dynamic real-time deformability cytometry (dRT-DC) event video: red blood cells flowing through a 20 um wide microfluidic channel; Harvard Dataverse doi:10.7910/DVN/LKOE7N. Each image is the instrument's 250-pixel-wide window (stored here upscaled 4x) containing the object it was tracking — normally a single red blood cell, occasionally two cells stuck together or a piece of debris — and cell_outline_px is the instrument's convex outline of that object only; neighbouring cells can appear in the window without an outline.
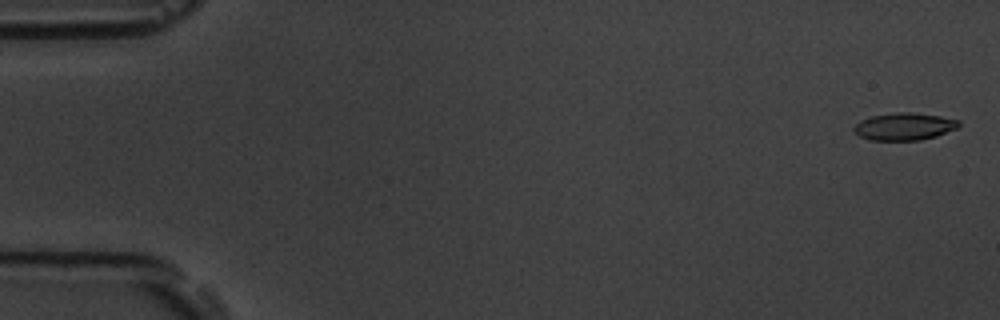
{"species": "common noctule bat (a hibernating species)", "species_latin": "Nyctalus noctula", "temperature_condition": "room temperature", "stored_images_in_passage": 56, "camera_frame_rate_fps": 3000, "um_per_image_px": 0.085, "animal": {"sex": "male", "body_mass_g": 19.5, "forearm_length_mm": 54.6}, "frame": {"image": 1, "passage_image": 2, "time_ms": 0.333, "image_size_px": [1000, 320], "cell_outline_px": [[960, 124], [956, 128], [936, 136], [920, 140], [868, 140], [860, 136], [852, 128], [860, 120], [872, 116], [896, 112], [912, 112], [940, 116], [960, 120]], "centroid_in_image_um": [76.85, 10.75], "position_along_channel_um": 8.1, "area_um2": 16.65}}
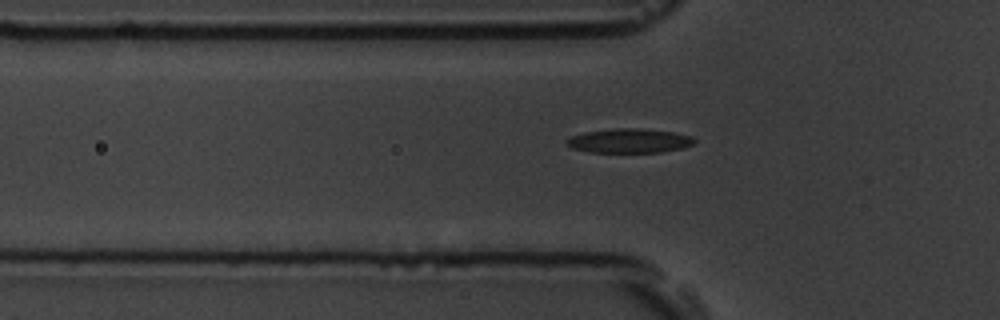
{"frame": {"image": 2, "passage_image": 19, "time_ms": 6.0, "image_size_px": [1000, 320], "cell_outline_px": [[696, 144], [684, 148], [660, 152], [588, 152], [572, 148], [564, 144], [564, 140], [572, 136], [584, 132], [616, 128], [636, 128], [672, 132], [692, 136], [696, 140]], "centroid_in_image_um": [53.48, 11.97], "position_along_channel_um": 72.3, "area_um2": 18.21}}
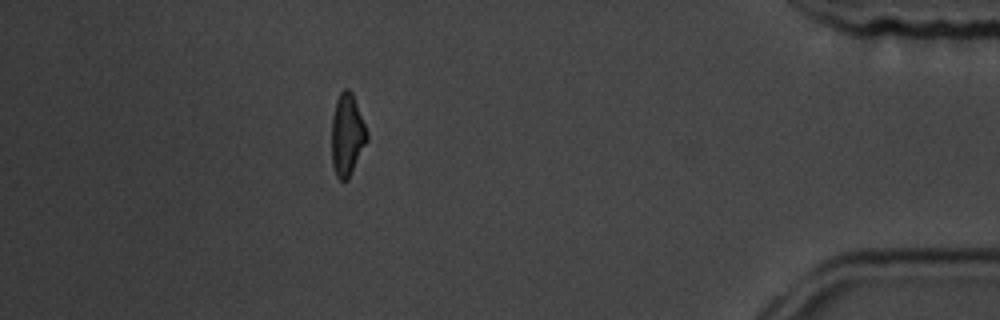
{"frame": {"image": 3, "passage_image": 50, "time_ms": 16.333, "image_size_px": [1000, 320], "cell_outline_px": [[368, 140], [348, 180], [340, 180], [336, 176], [332, 164], [332, 116], [336, 100], [340, 92], [344, 88], [348, 88], [352, 92], [368, 132]], "centroid_in_image_um": [29.51, 11.46], "position_along_channel_um": 405.7, "area_um2": 16.99}, "authors_computed_cell_mechanics": {"area_um2": 17.3689, "velocity_mm_per_s": 3.6922, "shape_relaxation_time_tau1_ms": 3.3162, "shape_relaxation_time_tau2_ms": 3.3174, "deformation_change_tau1": 0.1416, "deformation_change_tau2": 0.1004}}